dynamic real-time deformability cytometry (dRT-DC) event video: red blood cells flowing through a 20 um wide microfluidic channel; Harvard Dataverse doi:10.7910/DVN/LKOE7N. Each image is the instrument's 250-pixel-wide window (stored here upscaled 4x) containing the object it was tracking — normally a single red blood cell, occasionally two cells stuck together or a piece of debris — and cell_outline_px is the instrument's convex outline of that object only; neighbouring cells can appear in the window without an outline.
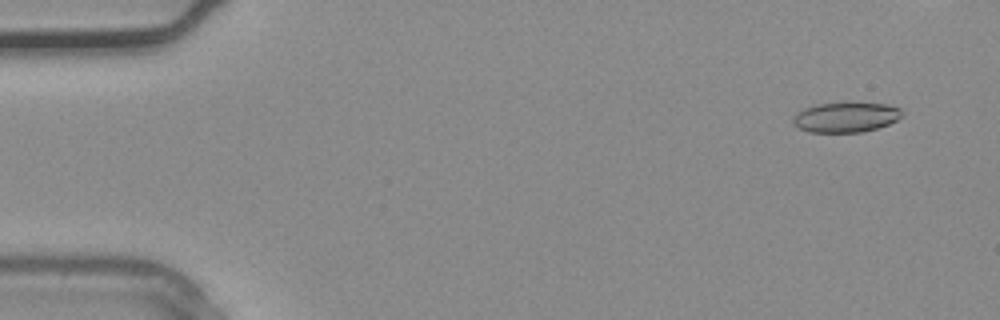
{"species": "common noctule bat (a hibernating species)", "species_latin": "Nyctalus noctula", "temperature_condition": "warm", "stored_images_in_passage": 4, "camera_frame_rate_fps": 3000, "um_per_image_px": 0.085, "animal": {"sex": "male", "body_mass_g": 20.4}, "frame": {"image": 1, "passage_image": 1, "time_ms": 0.0, "image_size_px": [1000, 320], "cell_outline_px": [[904, 116], [888, 124], [876, 128], [860, 132], [808, 132], [800, 128], [792, 120], [792, 116], [796, 112], [804, 108], [816, 104], [844, 100], [848, 100], [888, 104], [900, 108], [904, 112]], "centroid_in_image_um": [71.92, 9.9], "position_along_channel_um": 13.1, "area_um2": 19.88}}
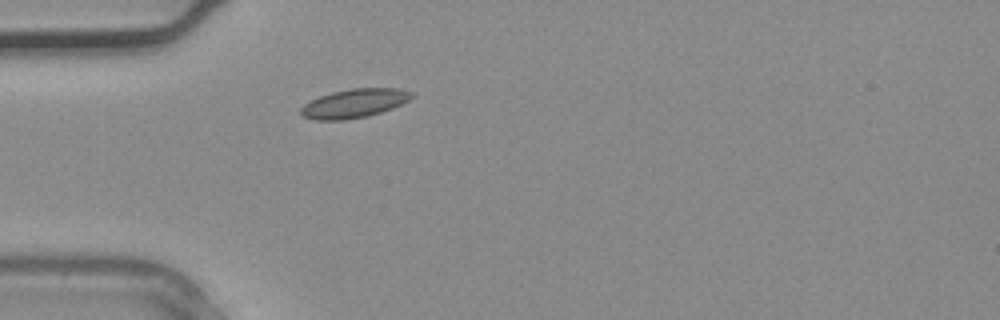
{"frame": {"image": 2, "passage_image": 4, "time_ms": 1.0, "image_size_px": [1000, 320], "cell_outline_px": [[416, 96], [392, 108], [368, 116], [344, 120], [316, 120], [304, 116], [300, 112], [300, 108], [304, 104], [320, 96], [332, 92], [352, 88], [396, 88], [412, 92]], "centroid_in_image_um": [30.12, 8.78], "position_along_channel_um": 54.9, "area_um2": 18.5}}